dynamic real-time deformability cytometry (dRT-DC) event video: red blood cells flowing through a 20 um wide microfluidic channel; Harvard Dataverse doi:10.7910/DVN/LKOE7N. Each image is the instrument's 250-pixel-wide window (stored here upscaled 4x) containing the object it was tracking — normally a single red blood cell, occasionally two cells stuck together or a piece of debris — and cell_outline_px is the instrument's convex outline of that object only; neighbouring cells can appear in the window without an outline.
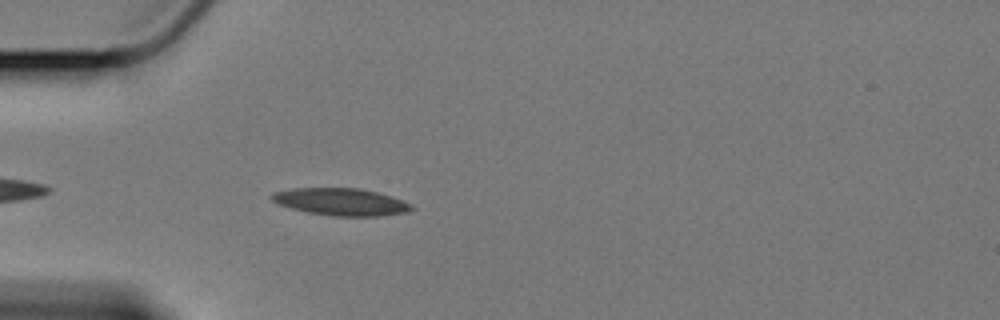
{"species": "Egyptian fruit bat (a non-hibernating species)", "species_latin": "Rousettus aegyptiacus", "temperature_condition": "cold", "stored_images_in_passage": 20, "camera_frame_rate_fps": 3000, "um_per_image_px": 0.085, "animal": {"sex": "female"}, "frame": {"image": 1, "passage_image": 4, "time_ms": 1.0, "image_size_px": [1000, 320], "cell_outline_px": [[416, 208], [408, 212], [376, 216], [332, 216], [308, 212], [292, 208], [280, 204], [272, 200], [268, 196], [272, 192], [296, 188], [360, 188], [376, 192], [412, 204]], "centroid_in_image_um": [28.97, 17.15], "position_along_channel_um": 56.0, "area_um2": 22.02}}
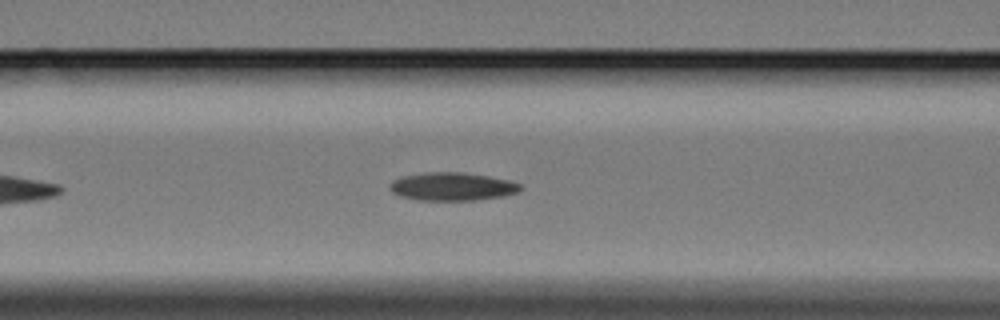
{"frame": {"image": 2, "passage_image": 11, "time_ms": 3.333, "image_size_px": [1000, 320], "cell_outline_px": [[524, 188], [516, 192], [504, 196], [476, 200], [420, 200], [400, 196], [392, 192], [388, 188], [392, 180], [404, 176], [428, 172], [464, 172], [488, 176], [508, 180], [520, 184]], "centroid_in_image_um": [38.44, 15.85], "position_along_channel_um": 128.2, "area_um2": 21.39}}
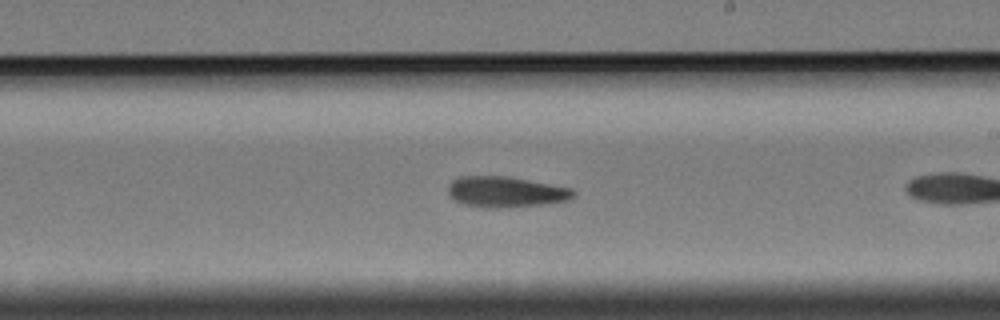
{"frame": {"image": 3, "passage_image": 18, "time_ms": 5.667, "image_size_px": [1000, 320], "cell_outline_px": [[576, 196], [568, 200], [544, 204], [500, 208], [484, 208], [464, 204], [452, 200], [448, 196], [448, 184], [452, 180], [460, 176], [508, 176], [572, 188], [576, 192]], "centroid_in_image_um": [42.96, 16.31], "position_along_channel_um": 246.0, "area_um2": 22.77}}